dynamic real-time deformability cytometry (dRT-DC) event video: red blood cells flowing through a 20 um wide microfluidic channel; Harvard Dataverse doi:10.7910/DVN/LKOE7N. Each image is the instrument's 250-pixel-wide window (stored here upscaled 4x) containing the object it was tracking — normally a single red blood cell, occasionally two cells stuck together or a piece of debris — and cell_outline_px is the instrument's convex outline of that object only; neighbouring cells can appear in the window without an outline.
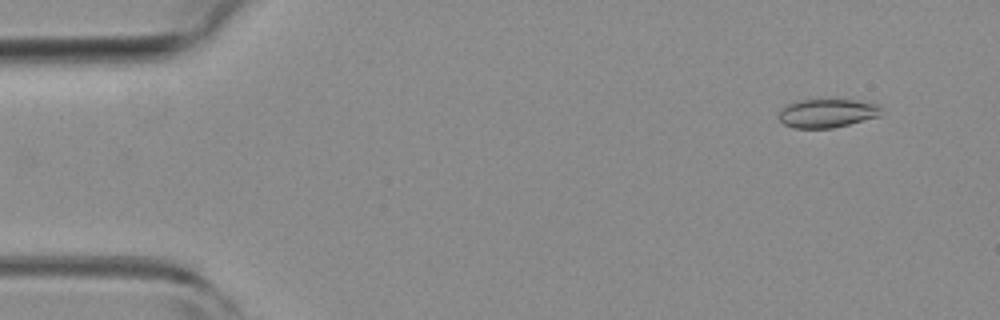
{"species": "common noctule bat (a hibernating species)", "species_latin": "Nyctalus noctula", "temperature_condition": "room temperature", "stored_images_in_passage": 4, "camera_frame_rate_fps": 3000, "um_per_image_px": 0.085, "animal": {"sex": "female", "body_mass_g": 19.3, "forearm_length_mm": 54.1}, "frame": {"image": 1, "passage_image": 1, "time_ms": 0.0, "image_size_px": [1000, 320], "cell_outline_px": [[880, 116], [832, 128], [796, 128], [784, 124], [780, 120], [780, 108], [784, 104], [796, 100], [836, 96], [880, 104]], "centroid_in_image_um": [70.3, 9.55], "position_along_channel_um": 14.7, "area_um2": 18.03}}
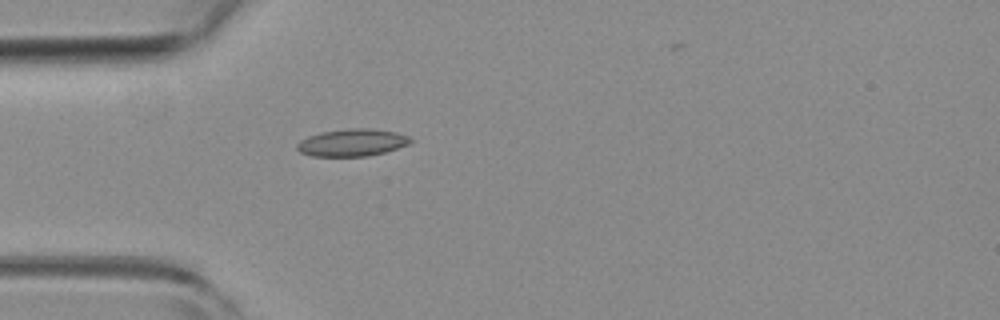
{"frame": {"image": 2, "passage_image": 4, "time_ms": 1.0, "image_size_px": [1000, 320], "cell_outline_px": [[412, 140], [408, 144], [384, 152], [368, 156], [312, 156], [300, 152], [296, 148], [296, 144], [300, 140], [308, 136], [320, 132], [348, 128], [368, 128], [396, 132], [408, 136]], "centroid_in_image_um": [29.89, 12.11], "position_along_channel_um": 55.1, "area_um2": 17.98}}